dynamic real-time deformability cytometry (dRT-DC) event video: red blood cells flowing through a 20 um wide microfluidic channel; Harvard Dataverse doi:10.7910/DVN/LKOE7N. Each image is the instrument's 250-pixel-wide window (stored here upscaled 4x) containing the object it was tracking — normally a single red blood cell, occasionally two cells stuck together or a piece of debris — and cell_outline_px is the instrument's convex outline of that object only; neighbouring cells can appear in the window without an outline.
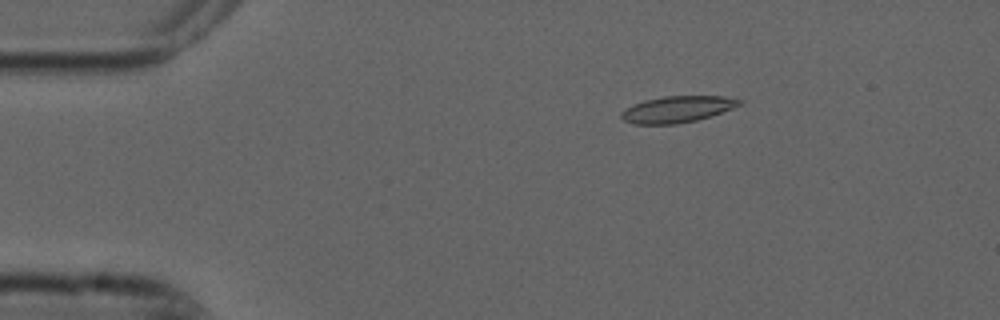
{"species": "common noctule bat (a hibernating species)", "species_latin": "Nyctalus noctula", "temperature_condition": "cold", "stored_images_in_passage": 5, "camera_frame_rate_fps": 3000, "um_per_image_px": 0.085, "animal": {"sex": "male", "forearm_length_mm": 52.5}, "frame": {"image": 1, "passage_image": 3, "time_ms": 0.667, "image_size_px": [1000, 320], "cell_outline_px": [[744, 104], [712, 116], [696, 120], [676, 124], [636, 124], [624, 120], [620, 116], [620, 112], [624, 108], [632, 104], [644, 100], [664, 96], [724, 96], [744, 100]], "centroid_in_image_um": [57.59, 9.28], "position_along_channel_um": 27.4, "area_um2": 18.44}}
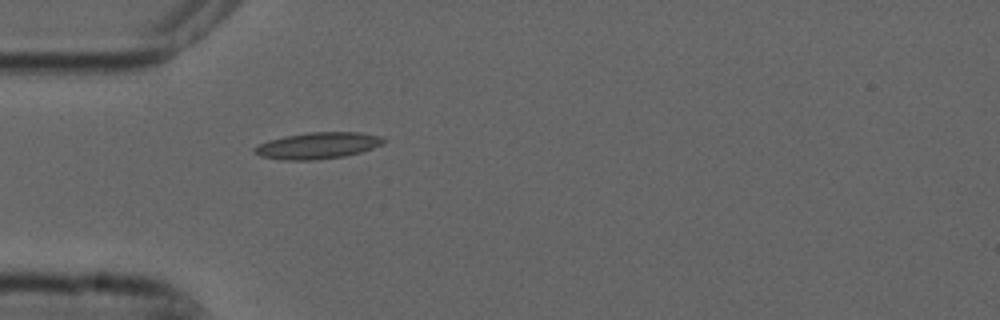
{"frame": {"image": 2, "passage_image": 5, "time_ms": 1.333, "image_size_px": [1000, 320], "cell_outline_px": [[388, 140], [384, 144], [360, 152], [344, 156], [312, 160], [284, 160], [260, 156], [252, 152], [252, 148], [268, 140], [284, 136], [308, 132], [360, 132], [380, 136]], "centroid_in_image_um": [27.0, 12.37], "position_along_channel_um": 58.0, "area_um2": 20.0}}